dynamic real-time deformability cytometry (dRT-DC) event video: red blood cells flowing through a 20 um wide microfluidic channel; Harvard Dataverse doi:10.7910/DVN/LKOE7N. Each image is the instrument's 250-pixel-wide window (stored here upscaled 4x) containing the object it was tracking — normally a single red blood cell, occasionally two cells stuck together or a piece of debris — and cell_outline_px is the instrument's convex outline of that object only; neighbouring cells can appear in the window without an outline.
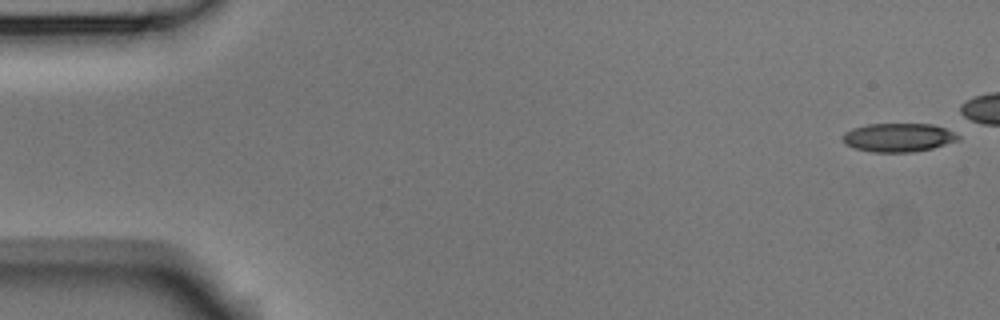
{"species": "Egyptian fruit bat (a non-hibernating species)", "species_latin": "Rousettus aegyptiacus", "temperature_condition": "room temperature", "stored_images_in_passage": 7, "camera_frame_rate_fps": 3000, "um_per_image_px": 0.085, "animal": {"sex": "male"}, "frame": {"image": 1, "passage_image": 1, "time_ms": 0.0, "image_size_px": [1000, 320], "cell_outline_px": [[960, 140], [932, 148], [912, 152], [872, 152], [856, 148], [844, 144], [844, 132], [852, 128], [868, 124], [932, 124], [944, 128], [960, 136]], "centroid_in_image_um": [76.36, 11.69], "position_along_channel_um": 8.6, "area_um2": 19.13}}
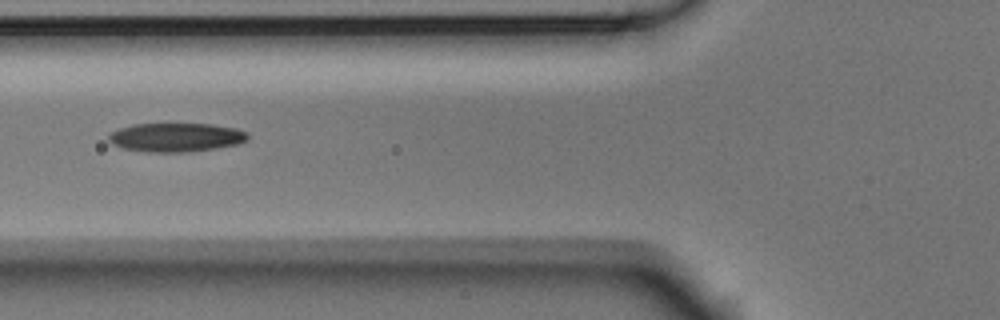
{"frame": {"image": 2, "passage_image": 7, "time_ms": 2.0, "image_size_px": [1000, 320], "cell_outline_px": [[248, 140], [236, 144], [216, 148], [184, 152], [148, 152], [124, 148], [112, 144], [108, 140], [108, 136], [112, 132], [120, 128], [132, 124], [212, 124], [236, 128], [248, 132]], "centroid_in_image_um": [14.97, 11.67], "position_along_channel_um": 110.8, "area_um2": 23.29}}